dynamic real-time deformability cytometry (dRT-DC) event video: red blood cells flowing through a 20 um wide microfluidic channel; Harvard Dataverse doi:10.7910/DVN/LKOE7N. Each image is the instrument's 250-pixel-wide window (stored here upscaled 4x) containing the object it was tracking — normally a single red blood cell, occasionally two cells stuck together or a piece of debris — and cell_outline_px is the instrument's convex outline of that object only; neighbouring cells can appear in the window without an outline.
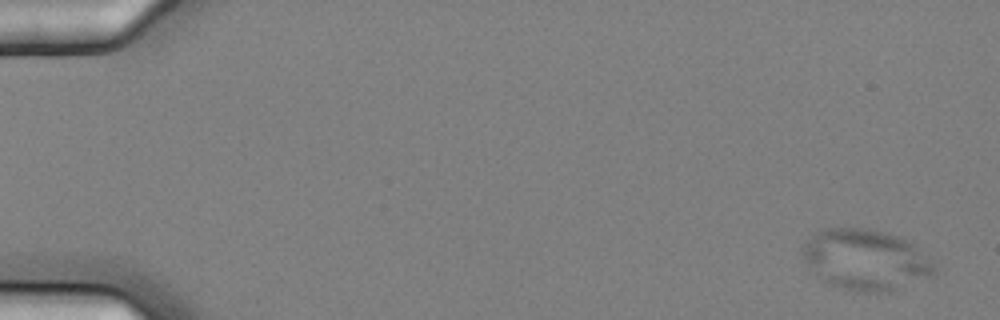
{"species": "common noctule bat (a hibernating species)", "species_latin": "Nyctalus noctula", "temperature_condition": "cold", "stored_images_in_passage": 5, "camera_frame_rate_fps": 3000, "um_per_image_px": 0.085, "animal": {"sex": "female", "body_mass_g": 25.1}, "frame": {"image": 1, "passage_image": 1, "time_ms": 0.0, "image_size_px": [1000, 320], "cell_outline_px": [[936, 272], [932, 276], [888, 292], [856, 292], [828, 284], [820, 280], [808, 268], [800, 256], [800, 248], [816, 232], [824, 228], [868, 228], [900, 236], [912, 244], [936, 264]], "centroid_in_image_um": [73.53, 22.08], "position_along_channel_um": 11.5, "area_um2": 47.16}}